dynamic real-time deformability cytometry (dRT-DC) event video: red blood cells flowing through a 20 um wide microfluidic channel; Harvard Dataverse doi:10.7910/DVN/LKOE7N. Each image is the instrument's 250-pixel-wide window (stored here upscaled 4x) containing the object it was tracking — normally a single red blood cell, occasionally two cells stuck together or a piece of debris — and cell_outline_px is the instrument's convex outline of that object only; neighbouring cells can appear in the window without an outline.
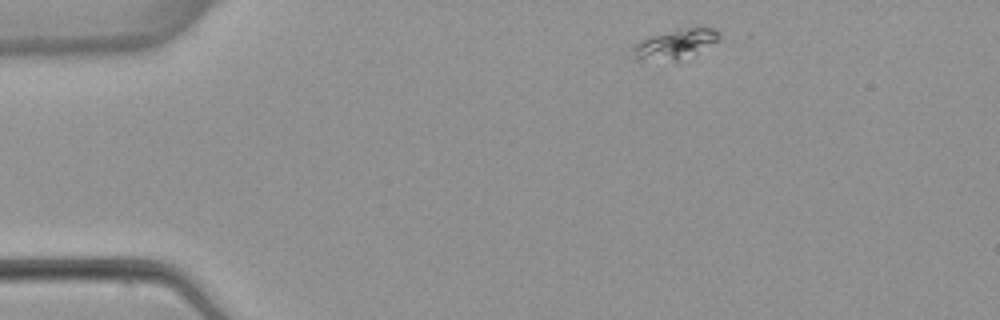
{"species": "common noctule bat (a hibernating species)", "species_latin": "Nyctalus noctula", "temperature_condition": "warm", "stored_images_in_passage": 4, "camera_frame_rate_fps": 3000, "um_per_image_px": 0.085, "animal": {"sex": "female", "body_mass_g": 22.7, "forearm_length_mm": 54.2}, "frame": {"image": 1, "passage_image": 1, "time_ms": 0.0, "image_size_px": [1000, 320], "cell_outline_px": [[720, 40], [696, 56], [680, 60], [632, 60], [628, 56], [632, 48], [640, 40], [652, 36], [680, 28], [696, 24], [716, 28], [720, 32]], "centroid_in_image_um": [57.46, 3.73], "position_along_channel_um": 27.5, "area_um2": 16.07}}
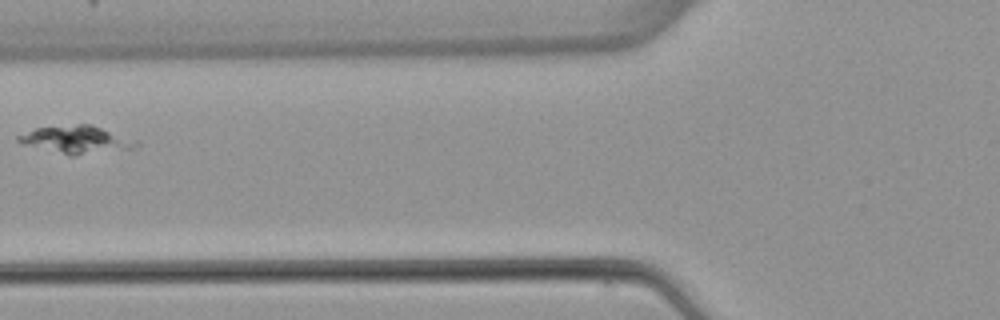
{"frame": {"image": 2, "passage_image": 4, "time_ms": 4.333, "image_size_px": [1000, 320], "cell_outline_px": [[140, 144], [136, 148], [76, 156], [68, 156], [20, 144], [16, 140], [16, 136], [36, 128], [76, 124], [88, 124], [140, 140]], "centroid_in_image_um": [6.51, 11.9], "position_along_channel_um": 119.3, "area_um2": 19.42}}